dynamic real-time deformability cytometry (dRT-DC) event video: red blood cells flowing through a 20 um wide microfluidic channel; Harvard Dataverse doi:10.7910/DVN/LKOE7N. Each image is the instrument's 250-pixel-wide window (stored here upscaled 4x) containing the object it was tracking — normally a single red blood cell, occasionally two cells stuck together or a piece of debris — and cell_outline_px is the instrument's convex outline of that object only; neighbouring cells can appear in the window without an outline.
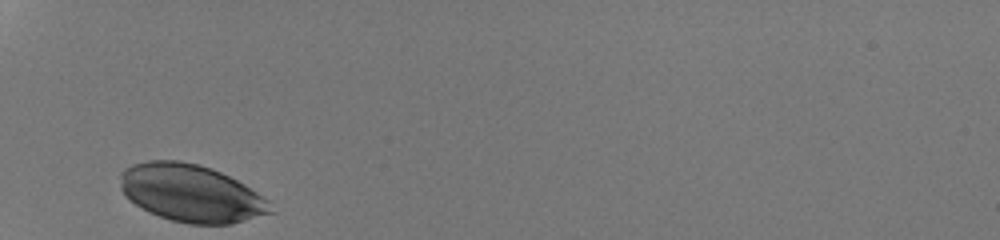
{"species": "human", "species_latin": "Homo sapiens", "temperature_condition": "room temperature", "stored_images_in_passage": 26, "camera_frame_rate_fps": 3000, "um_per_image_px": 0.085, "donor": {"sex": "male"}, "frame": {"image": 1, "passage_image": 1, "time_ms": 0.0, "image_size_px": [1000, 240], "cell_outline_px": [[276, 212], [232, 224], [188, 224], [172, 220], [148, 212], [136, 204], [120, 188], [120, 172], [132, 164], [148, 160], [180, 160], [212, 168], [244, 184], [268, 200]], "centroid_in_image_um": [16.26, 16.42], "position_along_channel_um": 68.7, "area_um2": 50.23}}
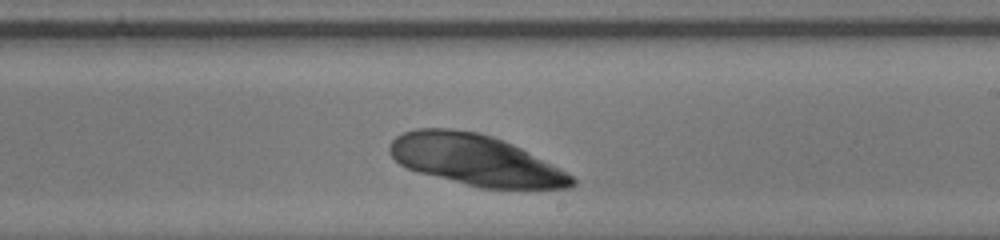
{"frame": {"image": 2, "passage_image": 15, "time_ms": 4.667, "image_size_px": [1000, 240], "cell_outline_px": [[576, 184], [568, 188], [480, 188], [420, 172], [408, 168], [400, 164], [392, 156], [388, 148], [392, 140], [396, 136], [404, 132], [416, 128], [448, 128], [480, 132], [492, 136], [512, 144], [520, 148], [572, 176], [576, 180]], "centroid_in_image_um": [40.36, 13.59], "position_along_channel_um": 248.6, "area_um2": 53.18}}
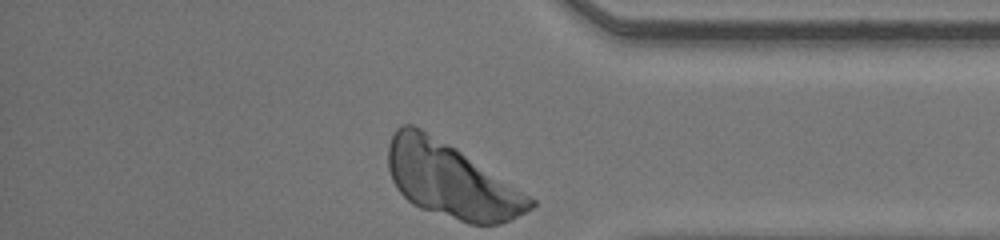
{"frame": {"image": 3, "passage_image": 26, "time_ms": 8.333, "image_size_px": [1000, 240], "cell_outline_px": [[536, 204], [532, 208], [512, 220], [500, 224], [468, 224], [420, 208], [412, 204], [396, 188], [392, 180], [388, 168], [388, 144], [396, 128], [404, 124], [412, 124], [420, 128], [456, 148], [536, 200]], "centroid_in_image_um": [38.32, 15.35], "position_along_channel_um": 396.9, "area_um2": 61.67}}